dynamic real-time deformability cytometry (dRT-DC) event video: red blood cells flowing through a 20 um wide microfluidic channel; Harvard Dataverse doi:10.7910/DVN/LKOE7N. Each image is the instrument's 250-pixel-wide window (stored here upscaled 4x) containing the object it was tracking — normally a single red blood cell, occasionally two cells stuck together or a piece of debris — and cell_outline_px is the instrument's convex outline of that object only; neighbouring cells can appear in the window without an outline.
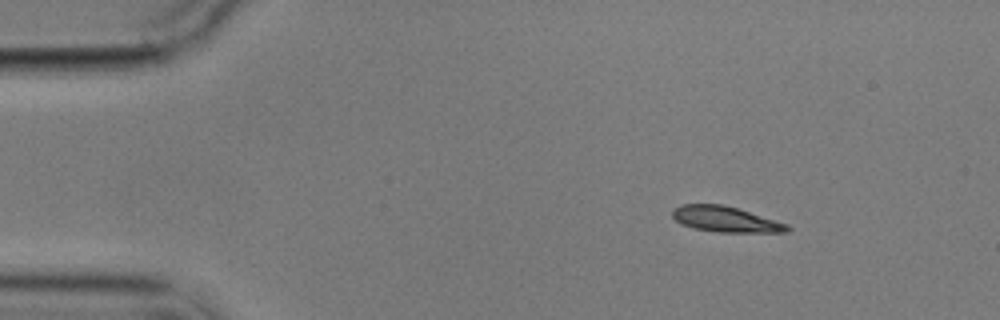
{"species": "common noctule bat (a hibernating species)", "species_latin": "Nyctalus noctula", "temperature_condition": "cold", "stored_images_in_passage": 6, "camera_frame_rate_fps": 3000, "um_per_image_px": 0.085, "animal": {"sex": "male", "body_mass_g": 17.9}, "frame": {"image": 1, "passage_image": 1, "time_ms": 0.0, "image_size_px": [1000, 320], "cell_outline_px": [[792, 228], [788, 232], [720, 232], [696, 228], [680, 224], [672, 216], [672, 208], [684, 204], [724, 204], [788, 224]], "centroid_in_image_um": [61.67, 18.63], "position_along_channel_um": 23.3, "area_um2": 17.05}}
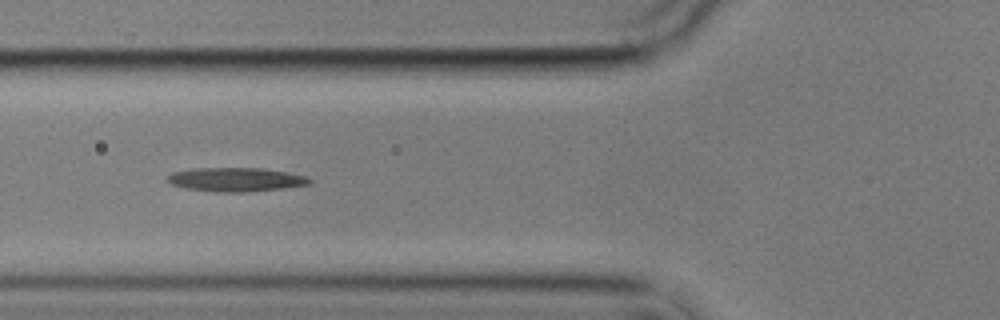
{"frame": {"image": 2, "passage_image": 5, "time_ms": 4.667, "image_size_px": [1000, 320], "cell_outline_px": [[312, 184], [284, 188], [244, 192], [216, 192], [188, 188], [172, 184], [168, 180], [168, 176], [172, 172], [196, 168], [264, 168], [288, 172], [304, 176], [312, 180]], "centroid_in_image_um": [20.1, 15.26], "position_along_channel_um": 105.7, "area_um2": 19.65}}
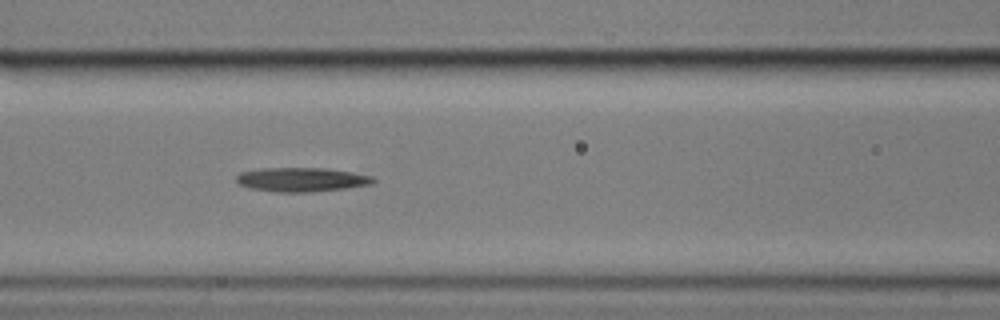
{"frame": {"image": 3, "passage_image": 6, "time_ms": 5.667, "image_size_px": [1000, 320], "cell_outline_px": [[376, 180], [372, 184], [344, 188], [312, 192], [276, 192], [248, 188], [240, 184], [236, 180], [236, 176], [240, 172], [260, 168], [324, 168], [352, 172], [372, 176]], "centroid_in_image_um": [25.61, 15.26], "position_along_channel_um": 141.0, "area_um2": 19.25}}